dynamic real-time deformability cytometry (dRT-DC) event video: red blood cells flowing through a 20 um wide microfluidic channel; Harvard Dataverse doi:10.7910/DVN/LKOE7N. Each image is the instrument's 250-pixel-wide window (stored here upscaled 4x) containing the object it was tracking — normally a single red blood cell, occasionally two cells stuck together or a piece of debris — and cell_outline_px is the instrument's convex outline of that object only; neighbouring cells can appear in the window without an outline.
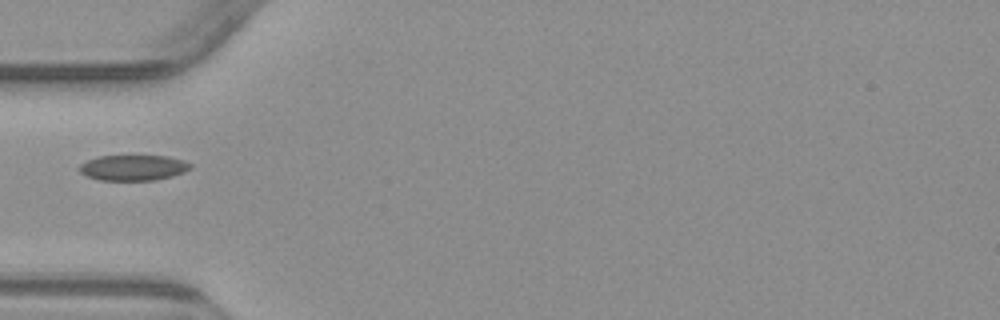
{"species": "common noctule bat (a hibernating species)", "species_latin": "Nyctalus noctula", "temperature_condition": "warm", "stored_images_in_passage": 1, "camera_frame_rate_fps": 3000, "um_per_image_px": 0.085, "animal": {"sex": "male", "body_mass_g": 23.1, "forearm_length_mm": 52.7}, "frame": {"image": 1, "passage_image": 1, "time_ms": 0.0, "image_size_px": [1000, 320], "cell_outline_px": [[192, 168], [184, 172], [172, 176], [156, 180], [100, 180], [88, 176], [80, 172], [80, 164], [96, 156], [168, 156], [184, 160], [192, 164]], "centroid_in_image_um": [11.36, 14.25], "position_along_channel_um": 73.6, "area_um2": 16.53}}